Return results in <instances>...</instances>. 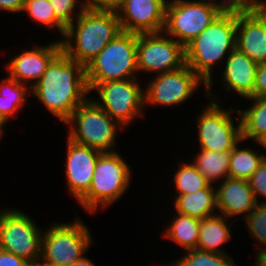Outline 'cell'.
<instances>
[{
  "instance_id": "1",
  "label": "cell",
  "mask_w": 266,
  "mask_h": 266,
  "mask_svg": "<svg viewBox=\"0 0 266 266\" xmlns=\"http://www.w3.org/2000/svg\"><path fill=\"white\" fill-rule=\"evenodd\" d=\"M31 92L54 116L65 123L89 97L85 66L61 51L48 65Z\"/></svg>"
},
{
  "instance_id": "2",
  "label": "cell",
  "mask_w": 266,
  "mask_h": 266,
  "mask_svg": "<svg viewBox=\"0 0 266 266\" xmlns=\"http://www.w3.org/2000/svg\"><path fill=\"white\" fill-rule=\"evenodd\" d=\"M121 31L115 9L87 6L66 28L65 39L60 40L62 51L86 66Z\"/></svg>"
},
{
  "instance_id": "3",
  "label": "cell",
  "mask_w": 266,
  "mask_h": 266,
  "mask_svg": "<svg viewBox=\"0 0 266 266\" xmlns=\"http://www.w3.org/2000/svg\"><path fill=\"white\" fill-rule=\"evenodd\" d=\"M236 36V14L221 13L184 46L185 62L206 84L207 98L212 96V69L236 48Z\"/></svg>"
},
{
  "instance_id": "4",
  "label": "cell",
  "mask_w": 266,
  "mask_h": 266,
  "mask_svg": "<svg viewBox=\"0 0 266 266\" xmlns=\"http://www.w3.org/2000/svg\"><path fill=\"white\" fill-rule=\"evenodd\" d=\"M89 92L103 82L137 79V34L121 31L86 66Z\"/></svg>"
},
{
  "instance_id": "5",
  "label": "cell",
  "mask_w": 266,
  "mask_h": 266,
  "mask_svg": "<svg viewBox=\"0 0 266 266\" xmlns=\"http://www.w3.org/2000/svg\"><path fill=\"white\" fill-rule=\"evenodd\" d=\"M131 168L118 152L101 153L95 165L89 191L79 200L85 211L107 208L127 191Z\"/></svg>"
},
{
  "instance_id": "6",
  "label": "cell",
  "mask_w": 266,
  "mask_h": 266,
  "mask_svg": "<svg viewBox=\"0 0 266 266\" xmlns=\"http://www.w3.org/2000/svg\"><path fill=\"white\" fill-rule=\"evenodd\" d=\"M69 126L68 138L75 143L91 147L101 153L116 152L113 147L117 129L123 128L94 101L88 98L65 122Z\"/></svg>"
},
{
  "instance_id": "7",
  "label": "cell",
  "mask_w": 266,
  "mask_h": 266,
  "mask_svg": "<svg viewBox=\"0 0 266 266\" xmlns=\"http://www.w3.org/2000/svg\"><path fill=\"white\" fill-rule=\"evenodd\" d=\"M89 228L76 218L72 223H56L43 232L38 266H69L81 259L93 239Z\"/></svg>"
},
{
  "instance_id": "8",
  "label": "cell",
  "mask_w": 266,
  "mask_h": 266,
  "mask_svg": "<svg viewBox=\"0 0 266 266\" xmlns=\"http://www.w3.org/2000/svg\"><path fill=\"white\" fill-rule=\"evenodd\" d=\"M25 213L16 209L0 212V250L39 265L43 232Z\"/></svg>"
},
{
  "instance_id": "9",
  "label": "cell",
  "mask_w": 266,
  "mask_h": 266,
  "mask_svg": "<svg viewBox=\"0 0 266 266\" xmlns=\"http://www.w3.org/2000/svg\"><path fill=\"white\" fill-rule=\"evenodd\" d=\"M221 12L195 0H169L164 33L185 46L206 29Z\"/></svg>"
},
{
  "instance_id": "10",
  "label": "cell",
  "mask_w": 266,
  "mask_h": 266,
  "mask_svg": "<svg viewBox=\"0 0 266 266\" xmlns=\"http://www.w3.org/2000/svg\"><path fill=\"white\" fill-rule=\"evenodd\" d=\"M141 87L137 79L99 83L93 91H97L101 101H94L111 119L127 127L135 118L145 114L144 90Z\"/></svg>"
},
{
  "instance_id": "11",
  "label": "cell",
  "mask_w": 266,
  "mask_h": 266,
  "mask_svg": "<svg viewBox=\"0 0 266 266\" xmlns=\"http://www.w3.org/2000/svg\"><path fill=\"white\" fill-rule=\"evenodd\" d=\"M210 102L197 118L199 148L210 151H231L242 140L241 120L238 110ZM232 112H237L238 124H233ZM236 127V128H235Z\"/></svg>"
},
{
  "instance_id": "12",
  "label": "cell",
  "mask_w": 266,
  "mask_h": 266,
  "mask_svg": "<svg viewBox=\"0 0 266 266\" xmlns=\"http://www.w3.org/2000/svg\"><path fill=\"white\" fill-rule=\"evenodd\" d=\"M169 37L164 31L137 34L138 72L161 74L177 70L186 64L184 46Z\"/></svg>"
},
{
  "instance_id": "13",
  "label": "cell",
  "mask_w": 266,
  "mask_h": 266,
  "mask_svg": "<svg viewBox=\"0 0 266 266\" xmlns=\"http://www.w3.org/2000/svg\"><path fill=\"white\" fill-rule=\"evenodd\" d=\"M144 89V105L175 106L188 100L199 85L206 84L185 64L166 73L156 74Z\"/></svg>"
},
{
  "instance_id": "14",
  "label": "cell",
  "mask_w": 266,
  "mask_h": 266,
  "mask_svg": "<svg viewBox=\"0 0 266 266\" xmlns=\"http://www.w3.org/2000/svg\"><path fill=\"white\" fill-rule=\"evenodd\" d=\"M168 0H122L114 9L122 31L158 33L165 27Z\"/></svg>"
},
{
  "instance_id": "15",
  "label": "cell",
  "mask_w": 266,
  "mask_h": 266,
  "mask_svg": "<svg viewBox=\"0 0 266 266\" xmlns=\"http://www.w3.org/2000/svg\"><path fill=\"white\" fill-rule=\"evenodd\" d=\"M66 181L70 194L79 201L92 183L96 162L101 152L67 138Z\"/></svg>"
},
{
  "instance_id": "16",
  "label": "cell",
  "mask_w": 266,
  "mask_h": 266,
  "mask_svg": "<svg viewBox=\"0 0 266 266\" xmlns=\"http://www.w3.org/2000/svg\"><path fill=\"white\" fill-rule=\"evenodd\" d=\"M62 51L60 40L46 46H37L16 55L6 65L9 76L17 82L25 84L32 81L33 87L46 72L50 62Z\"/></svg>"
},
{
  "instance_id": "17",
  "label": "cell",
  "mask_w": 266,
  "mask_h": 266,
  "mask_svg": "<svg viewBox=\"0 0 266 266\" xmlns=\"http://www.w3.org/2000/svg\"><path fill=\"white\" fill-rule=\"evenodd\" d=\"M236 48L257 64L266 63V13L236 14Z\"/></svg>"
},
{
  "instance_id": "18",
  "label": "cell",
  "mask_w": 266,
  "mask_h": 266,
  "mask_svg": "<svg viewBox=\"0 0 266 266\" xmlns=\"http://www.w3.org/2000/svg\"><path fill=\"white\" fill-rule=\"evenodd\" d=\"M216 188L217 212L228 219L244 214V219L258 205L249 180L225 178Z\"/></svg>"
},
{
  "instance_id": "19",
  "label": "cell",
  "mask_w": 266,
  "mask_h": 266,
  "mask_svg": "<svg viewBox=\"0 0 266 266\" xmlns=\"http://www.w3.org/2000/svg\"><path fill=\"white\" fill-rule=\"evenodd\" d=\"M224 60L226 63L222 72V80L227 91L233 89L245 99L254 97L258 64L237 48Z\"/></svg>"
},
{
  "instance_id": "20",
  "label": "cell",
  "mask_w": 266,
  "mask_h": 266,
  "mask_svg": "<svg viewBox=\"0 0 266 266\" xmlns=\"http://www.w3.org/2000/svg\"><path fill=\"white\" fill-rule=\"evenodd\" d=\"M176 212L192 216L198 219L214 215L216 211V189L214 185H208L193 193L177 194L174 200Z\"/></svg>"
},
{
  "instance_id": "21",
  "label": "cell",
  "mask_w": 266,
  "mask_h": 266,
  "mask_svg": "<svg viewBox=\"0 0 266 266\" xmlns=\"http://www.w3.org/2000/svg\"><path fill=\"white\" fill-rule=\"evenodd\" d=\"M226 221L227 217L217 212L212 216L200 219L197 249L228 255L221 247L232 237L229 230L231 225L230 223L227 225Z\"/></svg>"
},
{
  "instance_id": "22",
  "label": "cell",
  "mask_w": 266,
  "mask_h": 266,
  "mask_svg": "<svg viewBox=\"0 0 266 266\" xmlns=\"http://www.w3.org/2000/svg\"><path fill=\"white\" fill-rule=\"evenodd\" d=\"M252 107L238 109L241 120L242 140L253 139L257 143L266 140V97H250Z\"/></svg>"
},
{
  "instance_id": "23",
  "label": "cell",
  "mask_w": 266,
  "mask_h": 266,
  "mask_svg": "<svg viewBox=\"0 0 266 266\" xmlns=\"http://www.w3.org/2000/svg\"><path fill=\"white\" fill-rule=\"evenodd\" d=\"M196 155L192 164L210 185L229 177L230 151L217 152L199 149Z\"/></svg>"
},
{
  "instance_id": "24",
  "label": "cell",
  "mask_w": 266,
  "mask_h": 266,
  "mask_svg": "<svg viewBox=\"0 0 266 266\" xmlns=\"http://www.w3.org/2000/svg\"><path fill=\"white\" fill-rule=\"evenodd\" d=\"M26 84L17 82L9 75L0 84V119L7 124L10 118H14L26 104L28 91Z\"/></svg>"
},
{
  "instance_id": "25",
  "label": "cell",
  "mask_w": 266,
  "mask_h": 266,
  "mask_svg": "<svg viewBox=\"0 0 266 266\" xmlns=\"http://www.w3.org/2000/svg\"><path fill=\"white\" fill-rule=\"evenodd\" d=\"M171 224L164 230V236L180 247L196 249L199 241L200 219L176 212Z\"/></svg>"
},
{
  "instance_id": "26",
  "label": "cell",
  "mask_w": 266,
  "mask_h": 266,
  "mask_svg": "<svg viewBox=\"0 0 266 266\" xmlns=\"http://www.w3.org/2000/svg\"><path fill=\"white\" fill-rule=\"evenodd\" d=\"M238 145L230 151L229 178L249 180L266 155H259L252 148H239Z\"/></svg>"
},
{
  "instance_id": "27",
  "label": "cell",
  "mask_w": 266,
  "mask_h": 266,
  "mask_svg": "<svg viewBox=\"0 0 266 266\" xmlns=\"http://www.w3.org/2000/svg\"><path fill=\"white\" fill-rule=\"evenodd\" d=\"M166 266V265H165ZM167 266H236L232 257L217 252L189 249L178 261Z\"/></svg>"
},
{
  "instance_id": "28",
  "label": "cell",
  "mask_w": 266,
  "mask_h": 266,
  "mask_svg": "<svg viewBox=\"0 0 266 266\" xmlns=\"http://www.w3.org/2000/svg\"><path fill=\"white\" fill-rule=\"evenodd\" d=\"M177 194L193 193L206 188L209 183L200 171L191 163H181L173 176Z\"/></svg>"
},
{
  "instance_id": "29",
  "label": "cell",
  "mask_w": 266,
  "mask_h": 266,
  "mask_svg": "<svg viewBox=\"0 0 266 266\" xmlns=\"http://www.w3.org/2000/svg\"><path fill=\"white\" fill-rule=\"evenodd\" d=\"M29 14L31 19L41 23L48 28L56 27L61 35L64 36L66 27L55 17L52 4L49 0H26L22 13Z\"/></svg>"
},
{
  "instance_id": "30",
  "label": "cell",
  "mask_w": 266,
  "mask_h": 266,
  "mask_svg": "<svg viewBox=\"0 0 266 266\" xmlns=\"http://www.w3.org/2000/svg\"><path fill=\"white\" fill-rule=\"evenodd\" d=\"M249 234L261 243L258 254L266 252V204H258L245 218Z\"/></svg>"
},
{
  "instance_id": "31",
  "label": "cell",
  "mask_w": 266,
  "mask_h": 266,
  "mask_svg": "<svg viewBox=\"0 0 266 266\" xmlns=\"http://www.w3.org/2000/svg\"><path fill=\"white\" fill-rule=\"evenodd\" d=\"M55 12V17L67 28L88 6L87 0H49ZM79 7H78V3ZM76 7L77 9L76 12ZM75 10V11H74ZM76 12L75 16L73 15ZM75 17V18H74Z\"/></svg>"
},
{
  "instance_id": "32",
  "label": "cell",
  "mask_w": 266,
  "mask_h": 266,
  "mask_svg": "<svg viewBox=\"0 0 266 266\" xmlns=\"http://www.w3.org/2000/svg\"><path fill=\"white\" fill-rule=\"evenodd\" d=\"M260 0H223L220 2L221 13L250 14L259 12Z\"/></svg>"
},
{
  "instance_id": "33",
  "label": "cell",
  "mask_w": 266,
  "mask_h": 266,
  "mask_svg": "<svg viewBox=\"0 0 266 266\" xmlns=\"http://www.w3.org/2000/svg\"><path fill=\"white\" fill-rule=\"evenodd\" d=\"M251 190L253 191L258 204H266L265 201H259L258 197L262 196L266 199V158L262 161L256 171L249 179ZM259 194V195H258Z\"/></svg>"
},
{
  "instance_id": "34",
  "label": "cell",
  "mask_w": 266,
  "mask_h": 266,
  "mask_svg": "<svg viewBox=\"0 0 266 266\" xmlns=\"http://www.w3.org/2000/svg\"><path fill=\"white\" fill-rule=\"evenodd\" d=\"M254 97H266V63L258 64L255 78Z\"/></svg>"
},
{
  "instance_id": "35",
  "label": "cell",
  "mask_w": 266,
  "mask_h": 266,
  "mask_svg": "<svg viewBox=\"0 0 266 266\" xmlns=\"http://www.w3.org/2000/svg\"><path fill=\"white\" fill-rule=\"evenodd\" d=\"M0 266H33V265L21 257L0 250Z\"/></svg>"
},
{
  "instance_id": "36",
  "label": "cell",
  "mask_w": 266,
  "mask_h": 266,
  "mask_svg": "<svg viewBox=\"0 0 266 266\" xmlns=\"http://www.w3.org/2000/svg\"><path fill=\"white\" fill-rule=\"evenodd\" d=\"M26 0H0V11L21 13Z\"/></svg>"
},
{
  "instance_id": "37",
  "label": "cell",
  "mask_w": 266,
  "mask_h": 266,
  "mask_svg": "<svg viewBox=\"0 0 266 266\" xmlns=\"http://www.w3.org/2000/svg\"><path fill=\"white\" fill-rule=\"evenodd\" d=\"M122 0H87L88 6L94 8L114 9Z\"/></svg>"
},
{
  "instance_id": "38",
  "label": "cell",
  "mask_w": 266,
  "mask_h": 266,
  "mask_svg": "<svg viewBox=\"0 0 266 266\" xmlns=\"http://www.w3.org/2000/svg\"><path fill=\"white\" fill-rule=\"evenodd\" d=\"M69 266H95V265L91 260L83 256L81 259L71 263Z\"/></svg>"
},
{
  "instance_id": "39",
  "label": "cell",
  "mask_w": 266,
  "mask_h": 266,
  "mask_svg": "<svg viewBox=\"0 0 266 266\" xmlns=\"http://www.w3.org/2000/svg\"><path fill=\"white\" fill-rule=\"evenodd\" d=\"M254 266H266V252L264 254H259L255 258Z\"/></svg>"
},
{
  "instance_id": "40",
  "label": "cell",
  "mask_w": 266,
  "mask_h": 266,
  "mask_svg": "<svg viewBox=\"0 0 266 266\" xmlns=\"http://www.w3.org/2000/svg\"><path fill=\"white\" fill-rule=\"evenodd\" d=\"M196 2H199V3H203V4H206V5H210L212 7H215L216 9H218L220 11V2H215V0H197Z\"/></svg>"
},
{
  "instance_id": "41",
  "label": "cell",
  "mask_w": 266,
  "mask_h": 266,
  "mask_svg": "<svg viewBox=\"0 0 266 266\" xmlns=\"http://www.w3.org/2000/svg\"><path fill=\"white\" fill-rule=\"evenodd\" d=\"M260 12L266 13V0H260Z\"/></svg>"
},
{
  "instance_id": "42",
  "label": "cell",
  "mask_w": 266,
  "mask_h": 266,
  "mask_svg": "<svg viewBox=\"0 0 266 266\" xmlns=\"http://www.w3.org/2000/svg\"><path fill=\"white\" fill-rule=\"evenodd\" d=\"M5 126V123L0 119V139L2 138L3 134V127Z\"/></svg>"
},
{
  "instance_id": "43",
  "label": "cell",
  "mask_w": 266,
  "mask_h": 266,
  "mask_svg": "<svg viewBox=\"0 0 266 266\" xmlns=\"http://www.w3.org/2000/svg\"><path fill=\"white\" fill-rule=\"evenodd\" d=\"M259 144L266 149V140L263 143H259Z\"/></svg>"
}]
</instances>
